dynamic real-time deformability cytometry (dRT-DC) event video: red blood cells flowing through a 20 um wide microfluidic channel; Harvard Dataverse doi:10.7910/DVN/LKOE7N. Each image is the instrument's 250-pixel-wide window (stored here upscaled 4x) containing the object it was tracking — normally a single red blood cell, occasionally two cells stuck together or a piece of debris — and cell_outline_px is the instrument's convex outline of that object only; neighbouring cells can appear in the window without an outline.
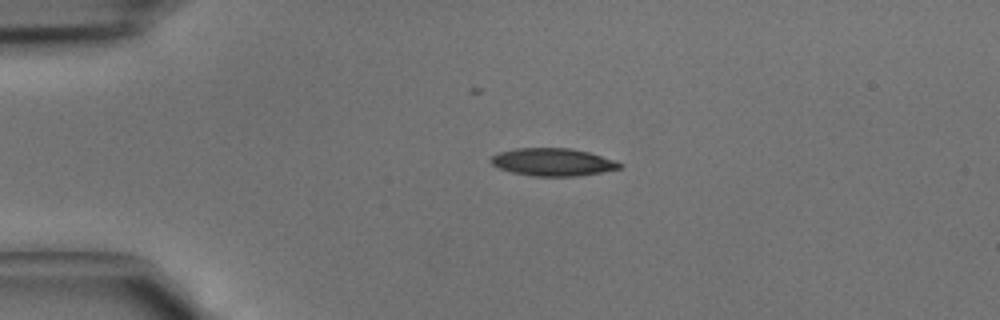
{"species": "common noctule bat (a hibernating species)", "species_latin": "Nyctalus noctula", "temperature_condition": "cold", "stored_images_in_passage": 3, "camera_frame_rate_fps": 3000, "um_per_image_px": 0.085, "animal": {"sex": "male", "body_mass_g": 15.6}, "frame": {"image": 1, "passage_image": 1, "time_ms": 0.0, "image_size_px": [1000, 320], "cell_outline_px": [[624, 164], [620, 168], [600, 172], [576, 176], [532, 176], [512, 172], [500, 168], [492, 164], [488, 160], [492, 156], [500, 152], [516, 148], [568, 148], [588, 152]], "centroid_in_image_um": [46.95, 13.77], "position_along_channel_um": 38.1, "area_um2": 20.46}}